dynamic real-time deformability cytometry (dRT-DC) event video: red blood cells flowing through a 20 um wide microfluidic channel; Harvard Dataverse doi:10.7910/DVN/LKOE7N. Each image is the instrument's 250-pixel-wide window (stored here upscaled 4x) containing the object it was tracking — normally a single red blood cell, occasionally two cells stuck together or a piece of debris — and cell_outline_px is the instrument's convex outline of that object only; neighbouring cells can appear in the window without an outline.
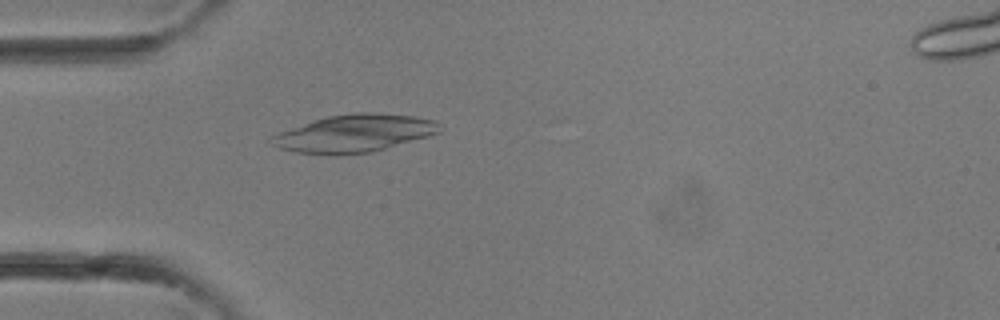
{"species": "common noctule bat (a hibernating species)", "species_latin": "Nyctalus noctula", "temperature_condition": "room temperature", "stored_images_in_passage": 33, "camera_frame_rate_fps": 3000, "um_per_image_px": 0.085, "animal": {"sex": "female"}, "frame": {"image": 1, "passage_image": 10, "time_ms": 3.0, "image_size_px": [1000, 320], "cell_outline_px": [[440, 132], [428, 136], [372, 152], [336, 156], [332, 156], [296, 152], [280, 148], [272, 144], [272, 136], [280, 132], [312, 120], [328, 116], [356, 112], [372, 112], [412, 116], [432, 120], [440, 124]], "centroid_in_image_um": [30.1, 11.35], "position_along_channel_um": 54.9, "area_um2": 36.7}}
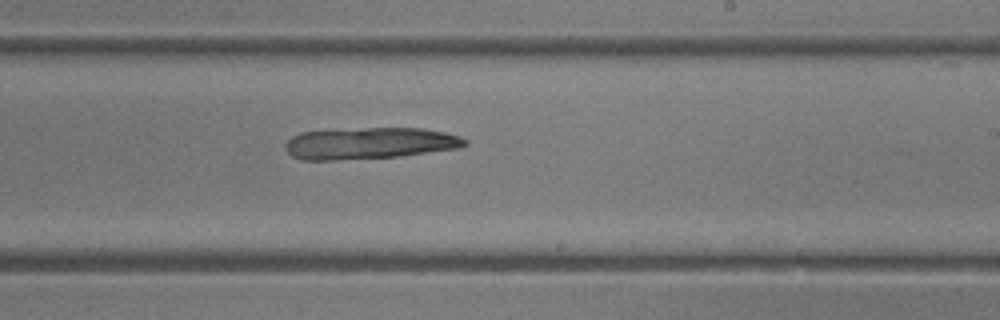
{"frame": {"image": 2, "passage_image": 20, "time_ms": 6.333, "image_size_px": [1000, 320], "cell_outline_px": [[468, 144], [460, 148], [400, 156], [336, 160], [300, 160], [292, 156], [284, 148], [284, 144], [292, 136], [300, 132], [364, 128], [424, 128], [444, 132], [460, 136], [468, 140]], "centroid_in_image_um": [31.42, 12.18], "position_along_channel_um": 257.6, "area_um2": 33.23}}
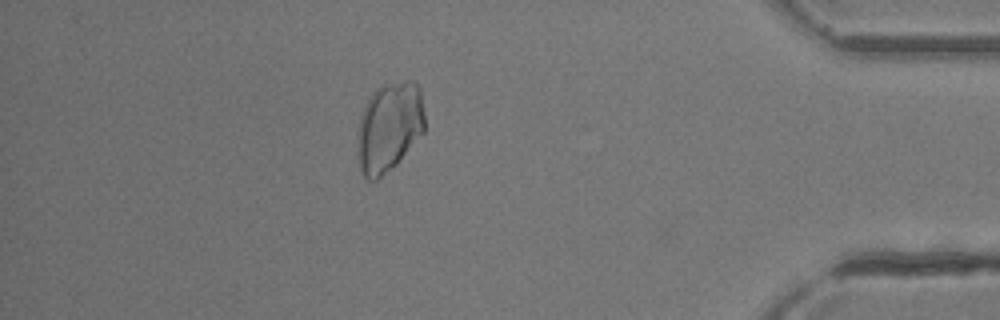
{"frame": {"image": 3, "passage_image": 29, "time_ms": 9.333, "image_size_px": [1000, 320], "cell_outline_px": [[424, 132], [396, 164], [376, 180], [368, 180], [360, 172], [356, 132], [360, 116], [368, 100], [376, 88], [380, 84], [404, 80], [412, 80], [420, 88], [424, 112]], "centroid_in_image_um": [33.07, 10.77], "position_along_channel_um": 402.1, "area_um2": 35.43}}